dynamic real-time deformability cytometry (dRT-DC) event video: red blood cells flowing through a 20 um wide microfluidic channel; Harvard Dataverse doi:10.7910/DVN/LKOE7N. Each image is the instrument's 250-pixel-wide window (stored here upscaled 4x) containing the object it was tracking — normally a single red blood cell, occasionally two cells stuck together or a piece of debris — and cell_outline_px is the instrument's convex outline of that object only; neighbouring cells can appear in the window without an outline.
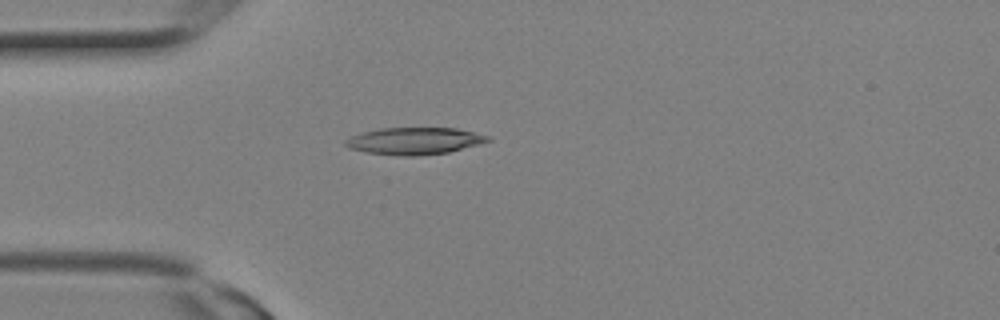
{"species": "Egyptian fruit bat (a non-hibernating species)", "species_latin": "Rousettus aegyptiacus", "temperature_condition": "room temperature", "stored_images_in_passage": 2, "camera_frame_rate_fps": 3000, "um_per_image_px": 0.085, "animal": {"sex": "female"}, "frame": {"image": 1, "passage_image": 2, "time_ms": 0.333, "image_size_px": [1000, 320], "cell_outline_px": [[492, 140], [480, 144], [448, 152], [416, 156], [400, 156], [368, 152], [348, 148], [344, 144], [344, 140], [352, 136], [364, 132], [380, 128], [456, 128], [488, 136]], "centroid_in_image_um": [35.22, 11.98], "position_along_channel_um": 49.8, "area_um2": 22.25}}